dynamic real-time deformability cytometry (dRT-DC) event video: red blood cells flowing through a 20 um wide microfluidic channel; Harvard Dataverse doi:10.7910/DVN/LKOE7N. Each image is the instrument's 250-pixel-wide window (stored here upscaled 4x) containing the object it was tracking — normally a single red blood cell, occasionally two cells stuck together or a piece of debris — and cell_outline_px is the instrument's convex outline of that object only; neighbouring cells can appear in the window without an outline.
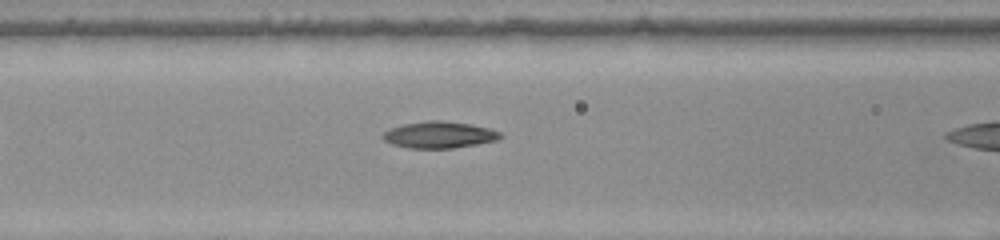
{"species": "common noctule bat (a hibernating species)", "species_latin": "Nyctalus noctula", "temperature_condition": "warm", "stored_images_in_passage": 6, "camera_frame_rate_fps": 3000, "um_per_image_px": 0.085, "animal": {"sex": "female", "body_mass_g": 22.0, "forearm_length_mm": 56.7}, "frame": {"image": 1, "passage_image": 5, "time_ms": 1.333, "image_size_px": [1000, 240], "cell_outline_px": [[504, 136], [496, 140], [476, 144], [452, 148], [408, 148], [392, 144], [384, 140], [380, 136], [388, 128], [400, 124], [428, 120], [440, 120], [468, 124], [488, 128], [500, 132]], "centroid_in_image_um": [37.27, 11.45], "position_along_channel_um": 129.3, "area_um2": 18.26}}